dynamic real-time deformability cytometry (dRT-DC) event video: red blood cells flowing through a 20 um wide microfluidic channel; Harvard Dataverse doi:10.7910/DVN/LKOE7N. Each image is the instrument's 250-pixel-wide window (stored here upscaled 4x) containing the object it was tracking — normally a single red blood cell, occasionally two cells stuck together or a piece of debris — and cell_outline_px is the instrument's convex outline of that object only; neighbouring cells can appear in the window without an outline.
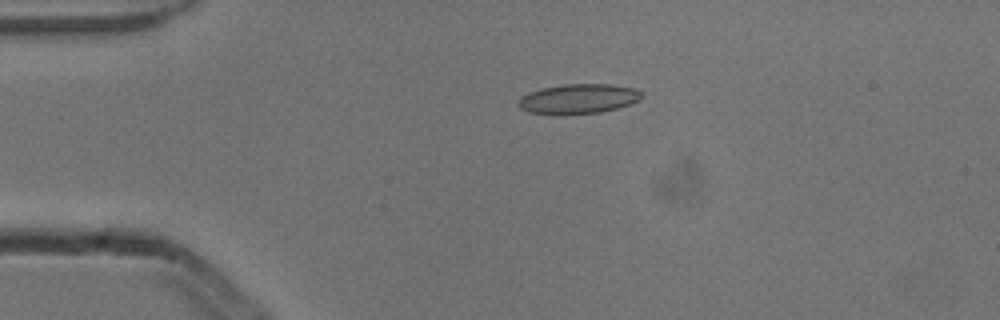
{"species": "common noctule bat (a hibernating species)", "species_latin": "Nyctalus noctula", "temperature_condition": "cold", "stored_images_in_passage": 2, "camera_frame_rate_fps": 3000, "um_per_image_px": 0.085, "animal": {"sex": "male", "body_mass_g": 13.3}, "frame": {"image": 1, "passage_image": 1, "time_ms": 0.0, "image_size_px": [1000, 320], "cell_outline_px": [[644, 96], [640, 100], [616, 108], [600, 112], [564, 116], [560, 116], [528, 112], [520, 108], [516, 104], [524, 96], [532, 92], [544, 88], [564, 84], [608, 84], [636, 88]], "centroid_in_image_um": [49.17, 8.42], "position_along_channel_um": 35.8, "area_um2": 21.5}}